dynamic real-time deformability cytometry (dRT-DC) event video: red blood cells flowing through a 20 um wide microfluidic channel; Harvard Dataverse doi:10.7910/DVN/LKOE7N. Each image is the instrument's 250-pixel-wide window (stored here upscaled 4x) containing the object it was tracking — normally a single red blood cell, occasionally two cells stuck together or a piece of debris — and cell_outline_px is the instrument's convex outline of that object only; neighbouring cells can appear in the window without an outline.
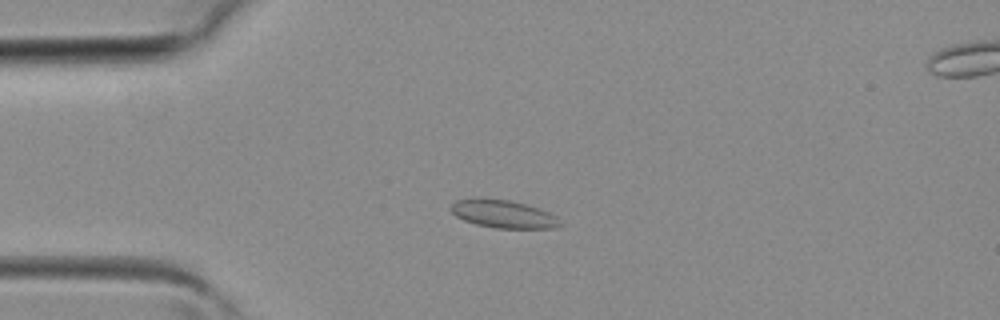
{"species": "common noctule bat (a hibernating species)", "species_latin": "Nyctalus noctula", "temperature_condition": "room temperature", "stored_images_in_passage": 33, "segment_of_instrument_passage": [1, 2], "camera_frame_rate_fps": 3000, "um_per_image_px": 0.085, "animal": {"sex": "female", "body_mass_g": 19.3, "forearm_length_mm": 54.1}, "frame": {"image": 1, "passage_image": 2, "time_ms": 0.333, "image_size_px": [1000, 320], "cell_outline_px": [[564, 224], [556, 228], [496, 228], [476, 224], [464, 220], [456, 216], [448, 208], [456, 200], [472, 196], [476, 196], [508, 200], [524, 204], [548, 212], [556, 216]], "centroid_in_image_um": [42.73, 18.17], "position_along_channel_um": 42.3, "area_um2": 18.03}}
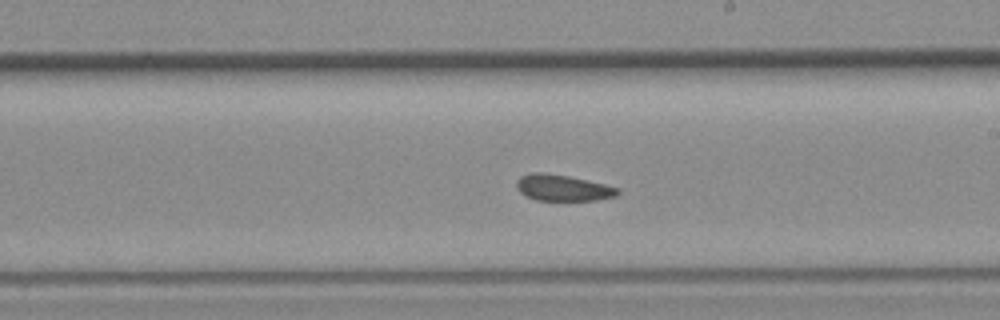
{"frame": {"image": 2, "passage_image": 15, "time_ms": 4.667, "image_size_px": [1000, 320], "cell_outline_px": [[620, 192], [616, 196], [596, 200], [536, 200], [520, 192], [516, 188], [516, 180], [520, 176], [528, 172], [544, 172], [568, 176], [604, 184], [620, 188]], "centroid_in_image_um": [47.81, 15.95], "position_along_channel_um": 241.2, "area_um2": 15.49}}
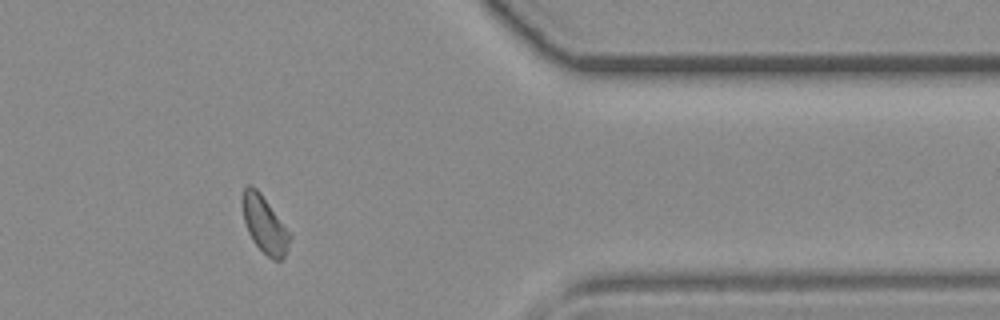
{"frame": {"image": 3, "passage_image": 25, "time_ms": 8.0, "image_size_px": [1000, 320], "cell_outline_px": [[292, 236], [284, 256], [280, 260], [272, 260], [252, 240], [248, 232], [244, 220], [240, 200], [244, 188], [248, 184], [252, 184], [260, 192], [292, 232]], "centroid_in_image_um": [22.49, 19.04], "position_along_channel_um": 388.9, "area_um2": 16.07}}